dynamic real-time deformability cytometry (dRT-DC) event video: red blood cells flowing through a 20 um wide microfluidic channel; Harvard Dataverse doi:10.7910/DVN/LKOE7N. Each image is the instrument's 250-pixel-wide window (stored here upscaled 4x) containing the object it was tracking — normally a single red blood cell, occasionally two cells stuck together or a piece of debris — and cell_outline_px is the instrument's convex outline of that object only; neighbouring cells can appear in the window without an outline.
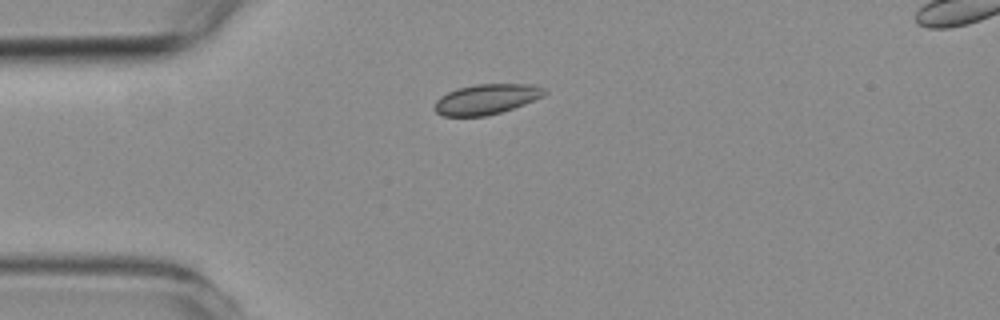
{"species": "common noctule bat (a hibernating species)", "species_latin": "Nyctalus noctula", "temperature_condition": "room temperature", "stored_images_in_passage": 4, "camera_frame_rate_fps": 3000, "um_per_image_px": 0.085, "animal": {"sex": "female", "body_mass_g": 19.3, "forearm_length_mm": 54.1}, "frame": {"image": 1, "passage_image": 1, "time_ms": 0.0, "image_size_px": [1000, 320], "cell_outline_px": [[548, 92], [544, 96], [524, 104], [500, 112], [484, 116], [444, 116], [436, 112], [432, 108], [436, 100], [440, 96], [456, 88], [476, 84], [532, 84], [544, 88]], "centroid_in_image_um": [41.32, 8.42], "position_along_channel_um": 43.7, "area_um2": 19.42}}
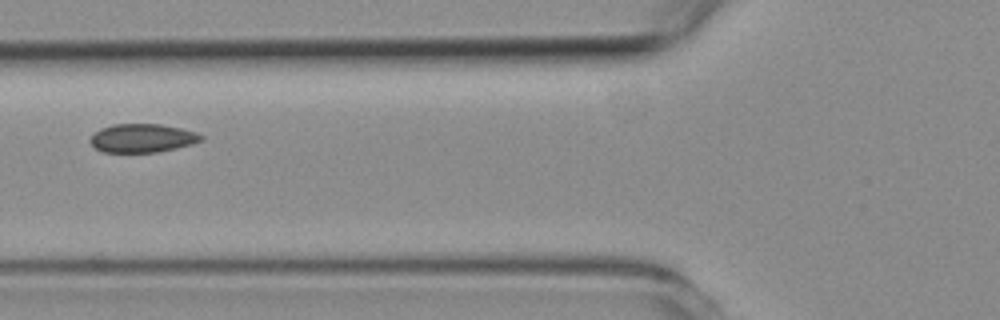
{"frame": {"image": 2, "passage_image": 3, "time_ms": 2.333, "image_size_px": [1000, 320], "cell_outline_px": [[204, 140], [192, 144], [176, 148], [156, 152], [104, 152], [96, 148], [88, 140], [100, 128], [112, 124], [160, 124], [180, 128], [196, 132], [204, 136]], "centroid_in_image_um": [12.11, 11.73], "position_along_channel_um": 113.7, "area_um2": 18.44}}
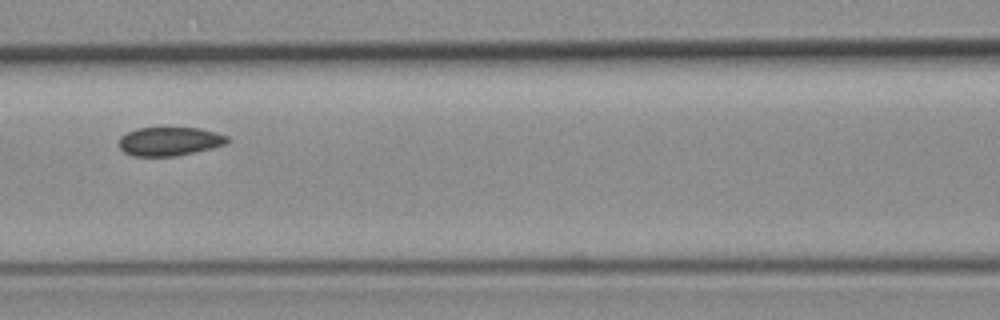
{"frame": {"image": 3, "passage_image": 4, "time_ms": 3.333, "image_size_px": [1000, 320], "cell_outline_px": [[228, 140], [224, 144], [212, 148], [176, 156], [132, 156], [124, 152], [120, 148], [120, 136], [136, 128], [200, 128], [216, 132], [228, 136]], "centroid_in_image_um": [14.4, 12.01], "position_along_channel_um": 152.2, "area_um2": 18.03}}